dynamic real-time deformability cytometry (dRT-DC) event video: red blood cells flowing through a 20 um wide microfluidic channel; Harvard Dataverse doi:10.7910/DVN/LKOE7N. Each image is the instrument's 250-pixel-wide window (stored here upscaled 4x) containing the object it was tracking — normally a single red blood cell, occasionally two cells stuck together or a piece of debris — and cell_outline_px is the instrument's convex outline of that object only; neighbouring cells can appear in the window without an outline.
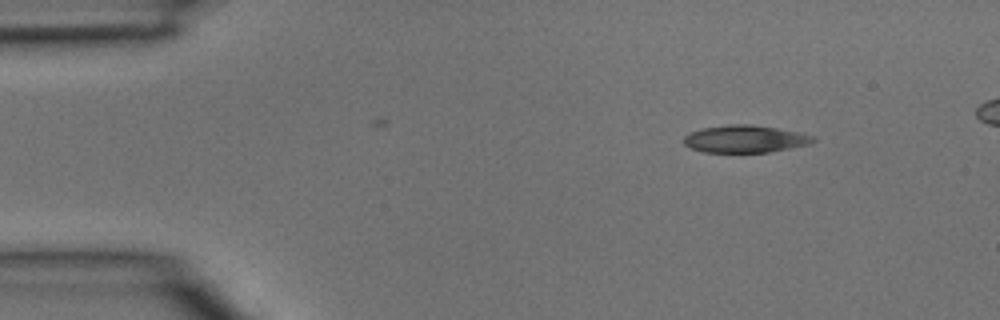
{"species": "common noctule bat (a hibernating species)", "species_latin": "Nyctalus noctula", "temperature_condition": "room temperature", "stored_images_in_passage": 3, "camera_frame_rate_fps": 3000, "um_per_image_px": 0.085, "animal": {"sex": "male", "body_mass_g": 15.6}, "frame": {"image": 1, "passage_image": 1, "time_ms": 0.0, "image_size_px": [1000, 320], "cell_outline_px": [[816, 140], [808, 144], [768, 152], [704, 152], [692, 148], [684, 144], [684, 136], [688, 132], [704, 128], [728, 124], [752, 124], [800, 132], [816, 136]], "centroid_in_image_um": [63.33, 11.8], "position_along_channel_um": 21.7, "area_um2": 20.58}}